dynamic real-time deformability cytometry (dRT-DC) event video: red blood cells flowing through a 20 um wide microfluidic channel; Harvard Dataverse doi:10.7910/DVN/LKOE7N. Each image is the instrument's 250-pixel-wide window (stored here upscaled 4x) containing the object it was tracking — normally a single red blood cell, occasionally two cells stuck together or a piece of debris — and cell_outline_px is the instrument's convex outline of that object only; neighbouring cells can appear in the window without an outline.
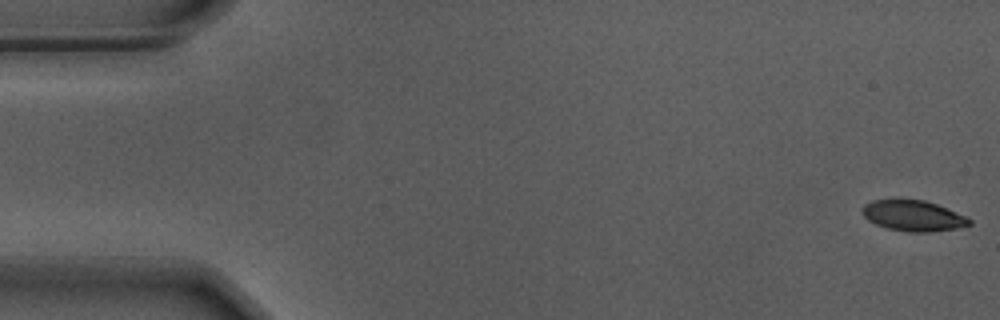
{"species": "Egyptian fruit bat (a non-hibernating species)", "species_latin": "Rousettus aegyptiacus", "temperature_condition": "warm", "stored_images_in_passage": 56, "camera_frame_rate_fps": 3000, "um_per_image_px": 0.085, "animal": {"sex": "male"}, "frame": {"image": 1, "passage_image": 1, "time_ms": 0.0, "image_size_px": [1000, 320], "cell_outline_px": [[972, 224], [956, 228], [928, 232], [908, 232], [888, 228], [876, 224], [868, 220], [864, 216], [864, 204], [872, 200], [924, 200], [936, 204], [964, 216], [972, 220]], "centroid_in_image_um": [77.62, 18.35], "position_along_channel_um": 7.4, "area_um2": 18.73}}
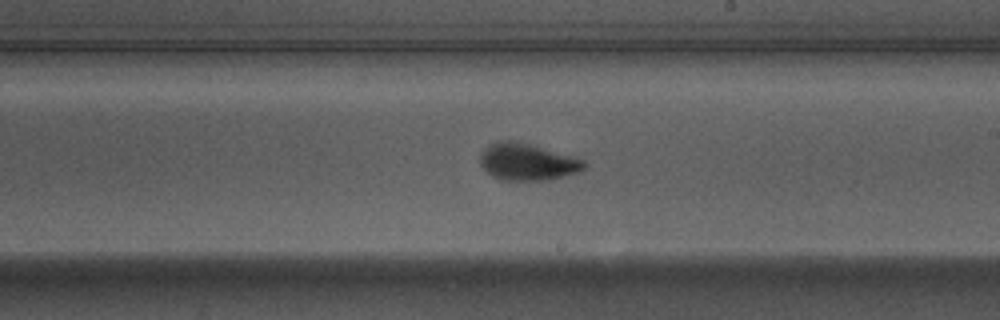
{"frame": {"image": 2, "passage_image": 32, "time_ms": 10.333, "image_size_px": [1000, 320], "cell_outline_px": [[588, 164], [580, 172], [548, 180], [500, 180], [492, 176], [480, 164], [480, 152], [484, 148], [500, 140], [512, 140], [528, 144], [584, 160]], "centroid_in_image_um": [44.81, 13.78], "position_along_channel_um": 244.2, "area_um2": 22.14}}
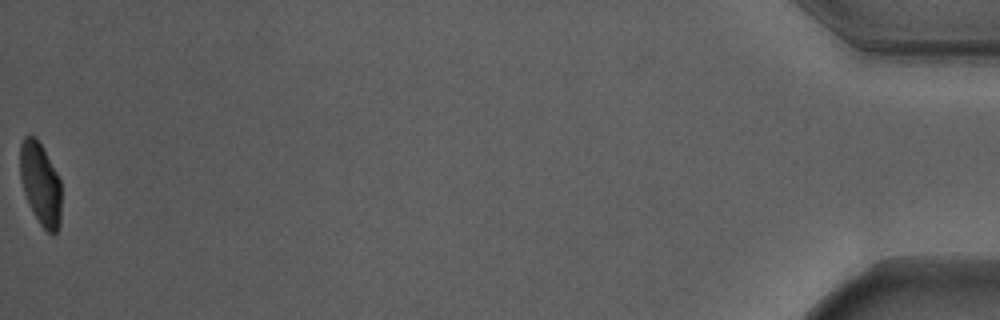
{"frame": {"image": 3, "passage_image": 56, "time_ms": 18.333, "image_size_px": [1000, 320], "cell_outline_px": [[60, 224], [56, 232], [52, 236], [40, 224], [24, 192], [20, 176], [20, 144], [24, 136], [36, 136], [56, 172], [60, 180]], "centroid_in_image_um": [3.43, 15.61], "position_along_channel_um": 431.8, "area_um2": 19.48}, "authors_computed_cell_mechanics": {"area_um2": 21.3571, "velocity_mm_per_s": 3.6919, "shape_relaxation_time_tau1_ms": 2.3072, "shape_relaxation_time_tau2_ms": 0.9085, "deformation_change_tau1": 0.1896, "deformation_change_tau2": 0.0712}}